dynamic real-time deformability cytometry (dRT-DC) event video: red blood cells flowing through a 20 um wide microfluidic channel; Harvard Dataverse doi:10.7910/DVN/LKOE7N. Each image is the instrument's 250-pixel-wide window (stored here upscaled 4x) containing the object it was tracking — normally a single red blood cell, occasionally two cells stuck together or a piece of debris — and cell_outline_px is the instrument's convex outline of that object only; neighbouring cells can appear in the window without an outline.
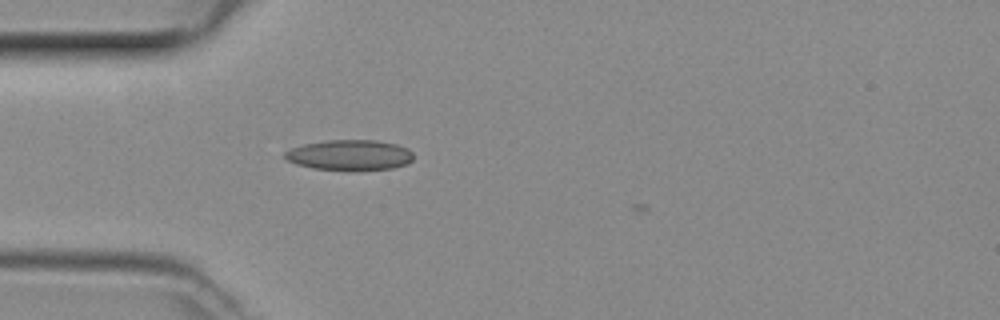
{"species": "common noctule bat (a hibernating species)", "species_latin": "Nyctalus noctula", "temperature_condition": "room temperature", "stored_images_in_passage": 9, "camera_frame_rate_fps": 3000, "um_per_image_px": 0.085, "animal": {"sex": "female", "body_mass_g": 29.2, "forearm_length_mm": 56.3}, "frame": {"image": 1, "passage_image": 5, "time_ms": 1.333, "image_size_px": [1000, 320], "cell_outline_px": [[412, 160], [408, 164], [392, 168], [312, 168], [296, 164], [288, 160], [284, 156], [284, 152], [292, 148], [304, 144], [328, 140], [376, 140], [396, 144], [408, 148], [412, 152]], "centroid_in_image_um": [29.73, 13.14], "position_along_channel_um": 55.3, "area_um2": 22.08}}
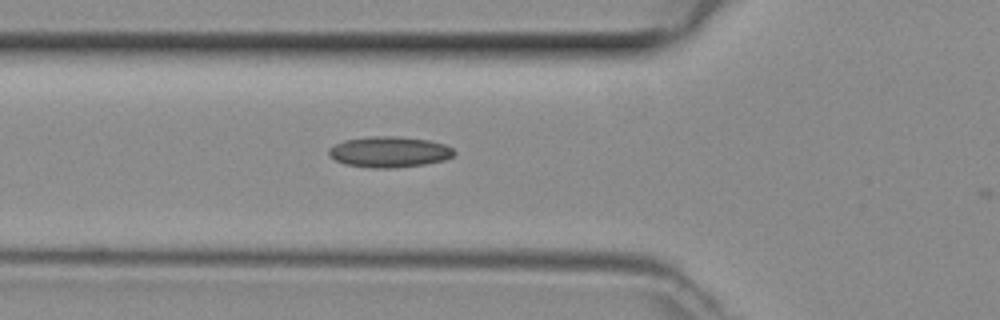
{"frame": {"image": 2, "passage_image": 8, "time_ms": 2.333, "image_size_px": [1000, 320], "cell_outline_px": [[456, 152], [452, 156], [444, 160], [424, 164], [392, 168], [372, 168], [344, 164], [328, 156], [328, 148], [344, 140], [372, 136], [400, 136], [428, 140], [444, 144], [452, 148]], "centroid_in_image_um": [33.07, 12.91], "position_along_channel_um": 92.7, "area_um2": 22.54}}